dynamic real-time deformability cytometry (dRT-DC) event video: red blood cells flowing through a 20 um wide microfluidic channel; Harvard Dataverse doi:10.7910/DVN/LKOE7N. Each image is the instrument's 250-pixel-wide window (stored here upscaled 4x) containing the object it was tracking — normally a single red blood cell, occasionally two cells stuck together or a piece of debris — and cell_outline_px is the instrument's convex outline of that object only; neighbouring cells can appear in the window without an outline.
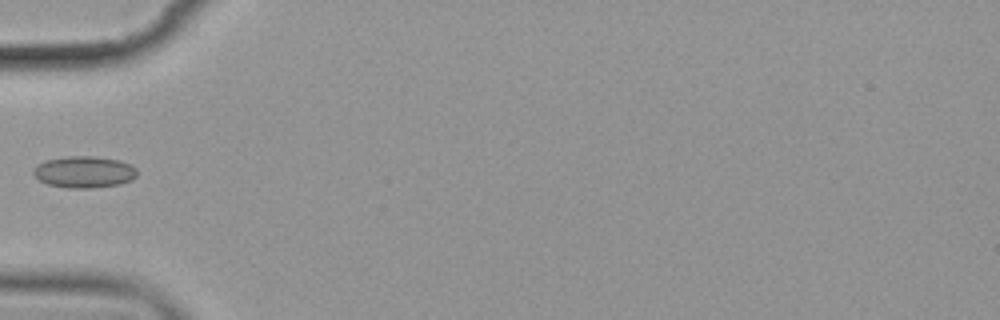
{"species": "common noctule bat (a hibernating species)", "species_latin": "Nyctalus noctula", "temperature_condition": "cold", "stored_images_in_passage": 6, "camera_frame_rate_fps": 3000, "um_per_image_px": 0.085, "animal": {"sex": "female", "body_mass_g": 19.9}, "frame": {"image": 1, "passage_image": 3, "time_ms": 2.333, "image_size_px": [1000, 320], "cell_outline_px": [[136, 176], [132, 180], [120, 184], [92, 188], [68, 188], [48, 184], [40, 180], [32, 172], [36, 164], [48, 160], [68, 156], [96, 156], [120, 160], [136, 168]], "centroid_in_image_um": [7.16, 14.62], "position_along_channel_um": 77.8, "area_um2": 19.07}}
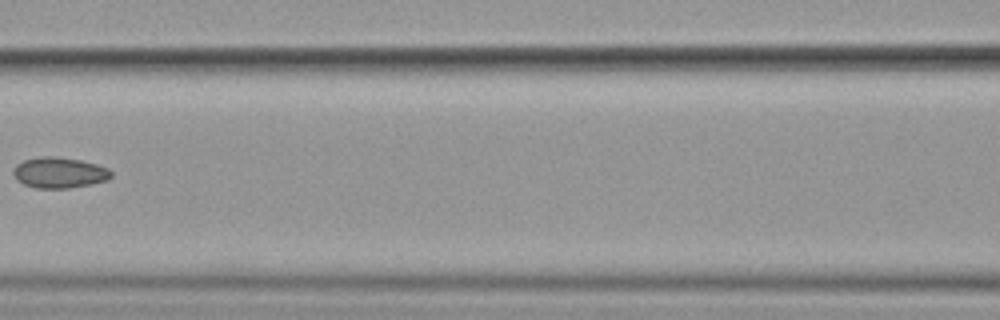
{"frame": {"image": 2, "passage_image": 5, "time_ms": 4.667, "image_size_px": [1000, 320], "cell_outline_px": [[112, 176], [104, 180], [92, 184], [68, 188], [36, 188], [24, 184], [16, 180], [12, 172], [16, 164], [24, 160], [40, 156], [52, 156], [80, 160], [96, 164], [108, 168], [112, 172]], "centroid_in_image_um": [5.01, 14.67], "position_along_channel_um": 161.6, "area_um2": 17.51}}
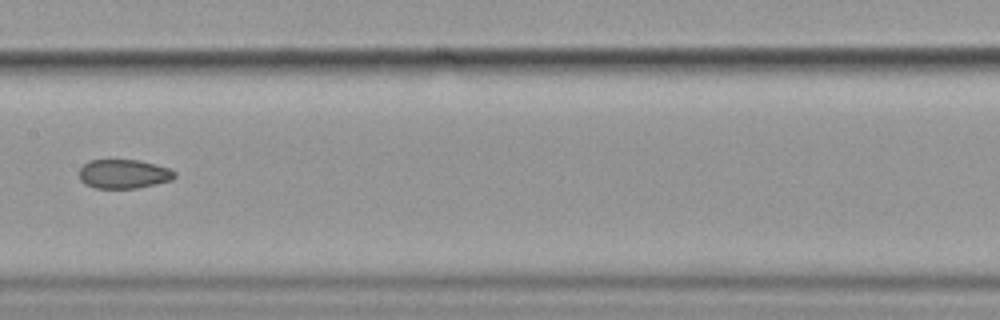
{"frame": {"image": 3, "passage_image": 6, "time_ms": 5.667, "image_size_px": [1000, 320], "cell_outline_px": [[176, 176], [172, 180], [156, 184], [136, 188], [96, 188], [84, 184], [80, 180], [80, 168], [88, 160], [136, 160], [156, 164], [168, 168], [176, 172]], "centroid_in_image_um": [10.52, 14.79], "position_along_channel_um": 196.9, "area_um2": 16.18}}